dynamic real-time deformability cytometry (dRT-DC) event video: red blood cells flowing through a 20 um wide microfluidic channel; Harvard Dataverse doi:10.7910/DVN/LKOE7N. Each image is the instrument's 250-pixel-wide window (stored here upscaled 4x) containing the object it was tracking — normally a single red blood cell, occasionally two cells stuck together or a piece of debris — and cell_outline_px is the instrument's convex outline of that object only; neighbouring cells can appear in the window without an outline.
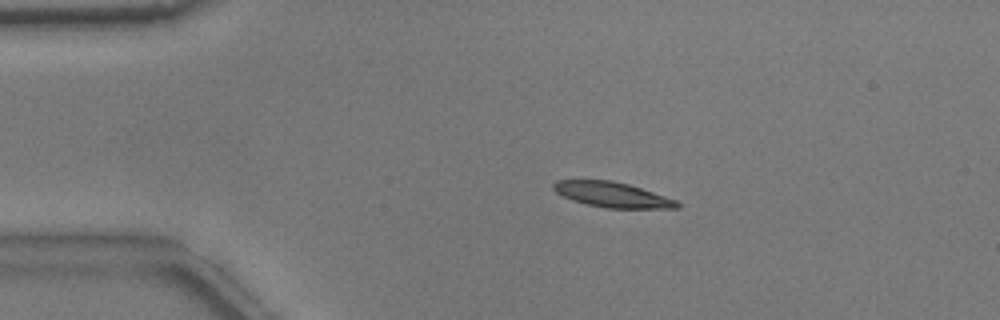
{"species": "common noctule bat (a hibernating species)", "species_latin": "Nyctalus noctula", "temperature_condition": "warm", "stored_images_in_passage": 37, "camera_frame_rate_fps": 3000, "um_per_image_px": 0.085, "animal": {"sex": "male", "body_mass_g": 17.9}, "frame": {"image": 1, "passage_image": 5, "time_ms": 1.333, "image_size_px": [1000, 320], "cell_outline_px": [[680, 208], [608, 208], [588, 204], [572, 200], [556, 192], [552, 188], [552, 184], [556, 180], [612, 180], [628, 184], [676, 200], [680, 204]], "centroid_in_image_um": [52.02, 16.54], "position_along_channel_um": 33.0, "area_um2": 17.92}}
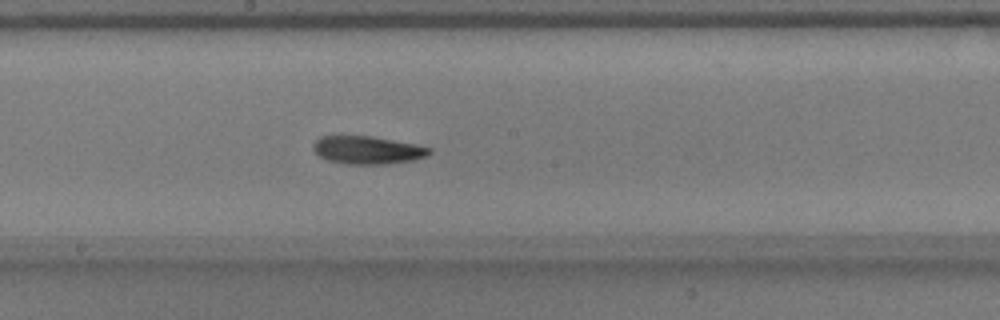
{"frame": {"image": 2, "passage_image": 23, "time_ms": 7.333, "image_size_px": [1000, 320], "cell_outline_px": [[432, 152], [424, 156], [412, 160], [388, 164], [348, 164], [328, 160], [320, 156], [312, 148], [312, 144], [320, 136], [372, 136], [416, 144], [432, 148]], "centroid_in_image_um": [31.23, 12.75], "position_along_channel_um": 217.0, "area_um2": 18.84}}
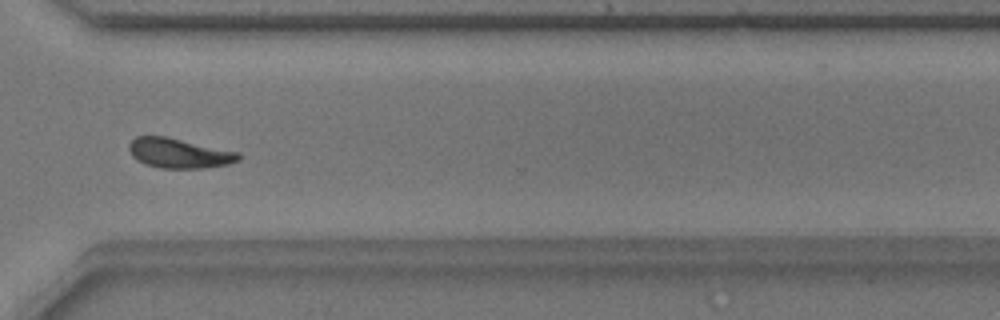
{"frame": {"image": 3, "passage_image": 34, "time_ms": 11.0, "image_size_px": [1000, 320], "cell_outline_px": [[240, 160], [228, 164], [204, 168], [160, 168], [144, 164], [136, 160], [132, 156], [128, 148], [128, 144], [136, 136], [164, 136], [240, 152]], "centroid_in_image_um": [15.2, 13.02], "position_along_channel_um": 355.4, "area_um2": 19.07}, "authors_computed_cell_mechanics": {"area_um2": 18.6694, "velocity_mm_per_s": 3.7819, "shape_relaxation_time_tau1_ms": 5.889, "shape_relaxation_time_tau2_ms": 6.0778, "deformation_change_tau1": 0.1693, "deformation_change_tau2": 0.122}}